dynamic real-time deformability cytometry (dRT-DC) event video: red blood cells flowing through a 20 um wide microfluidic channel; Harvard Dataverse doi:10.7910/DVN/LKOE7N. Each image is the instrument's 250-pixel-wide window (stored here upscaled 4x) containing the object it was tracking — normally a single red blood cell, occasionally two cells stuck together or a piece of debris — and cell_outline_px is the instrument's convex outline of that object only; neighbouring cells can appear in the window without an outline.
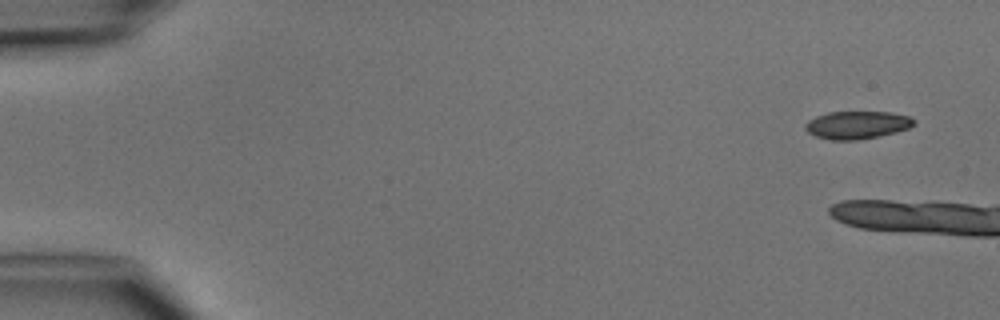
{"species": "common noctule bat (a hibernating species)", "species_latin": "Nyctalus noctula", "temperature_condition": "cold", "stored_images_in_passage": 3, "camera_frame_rate_fps": 3000, "um_per_image_px": 0.085, "animal": {"sex": "male", "body_mass_g": 15.6}, "frame": {"image": 1, "passage_image": 1, "time_ms": 0.0, "image_size_px": [1000, 320], "cell_outline_px": [[916, 124], [908, 128], [896, 132], [856, 140], [832, 140], [816, 136], [808, 132], [804, 128], [804, 124], [808, 120], [816, 116], [828, 112], [888, 112], [908, 116], [916, 120]], "centroid_in_image_um": [72.84, 10.61], "position_along_channel_um": 12.2, "area_um2": 17.51}}